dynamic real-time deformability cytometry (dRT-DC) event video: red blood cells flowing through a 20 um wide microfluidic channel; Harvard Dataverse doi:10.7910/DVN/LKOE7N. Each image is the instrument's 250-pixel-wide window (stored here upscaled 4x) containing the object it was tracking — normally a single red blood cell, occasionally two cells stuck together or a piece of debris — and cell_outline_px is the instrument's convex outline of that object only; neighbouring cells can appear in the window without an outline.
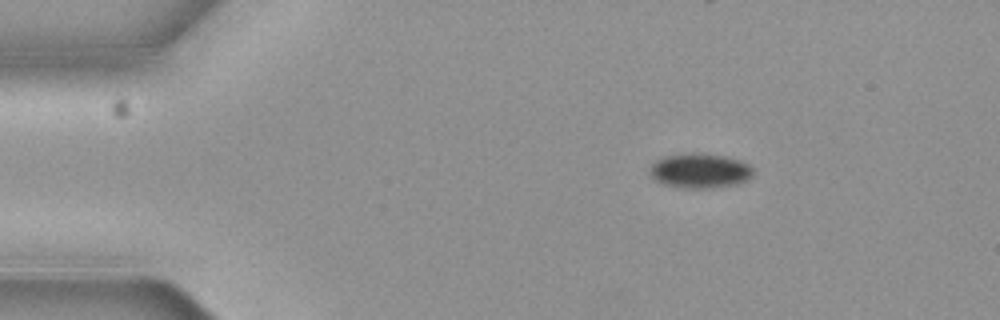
{"species": "common noctule bat (a hibernating species)", "species_latin": "Nyctalus noctula", "temperature_condition": "cold", "stored_images_in_passage": 3, "camera_frame_rate_fps": 3000, "um_per_image_px": 0.085, "animal": {"sex": "female", "body_mass_g": 19.3, "forearm_length_mm": 54.1}, "frame": {"image": 1, "passage_image": 1, "time_ms": 0.0, "image_size_px": [1000, 320], "cell_outline_px": [[756, 172], [752, 176], [744, 180], [732, 184], [712, 188], [676, 188], [664, 184], [648, 176], [648, 168], [656, 160], [664, 156], [724, 156], [740, 160], [748, 164]], "centroid_in_image_um": [59.45, 14.57], "position_along_channel_um": 25.6, "area_um2": 20.23}}